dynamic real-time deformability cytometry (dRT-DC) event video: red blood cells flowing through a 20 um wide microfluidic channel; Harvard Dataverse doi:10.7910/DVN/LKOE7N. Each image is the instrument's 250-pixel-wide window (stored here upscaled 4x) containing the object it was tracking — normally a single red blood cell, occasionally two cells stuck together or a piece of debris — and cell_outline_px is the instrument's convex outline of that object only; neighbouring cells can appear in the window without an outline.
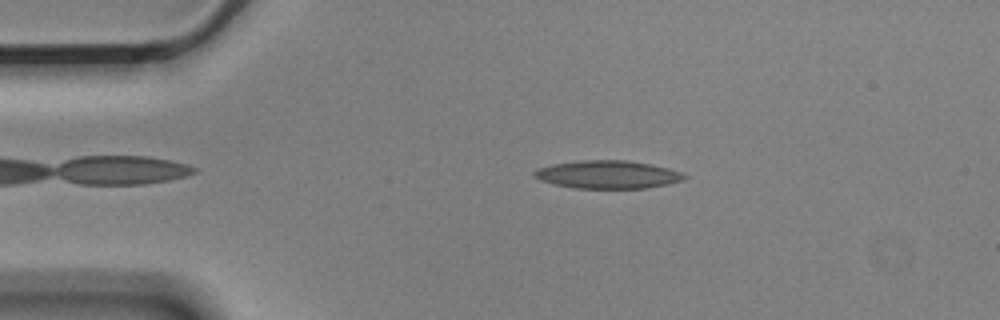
{"species": "Egyptian fruit bat (a non-hibernating species)", "species_latin": "Rousettus aegyptiacus", "temperature_condition": "cold", "stored_images_in_passage": 3, "camera_frame_rate_fps": 3000, "um_per_image_px": 0.085, "animal": {"sex": "male"}, "frame": {"image": 1, "passage_image": 3, "time_ms": 0.667, "image_size_px": [1000, 320], "cell_outline_px": [[688, 176], [684, 180], [668, 184], [644, 188], [572, 188], [540, 180], [532, 176], [532, 172], [536, 168], [552, 164], [576, 160], [628, 160], [668, 168], [680, 172]], "centroid_in_image_um": [51.61, 14.83], "position_along_channel_um": 33.4, "area_um2": 24.57}}